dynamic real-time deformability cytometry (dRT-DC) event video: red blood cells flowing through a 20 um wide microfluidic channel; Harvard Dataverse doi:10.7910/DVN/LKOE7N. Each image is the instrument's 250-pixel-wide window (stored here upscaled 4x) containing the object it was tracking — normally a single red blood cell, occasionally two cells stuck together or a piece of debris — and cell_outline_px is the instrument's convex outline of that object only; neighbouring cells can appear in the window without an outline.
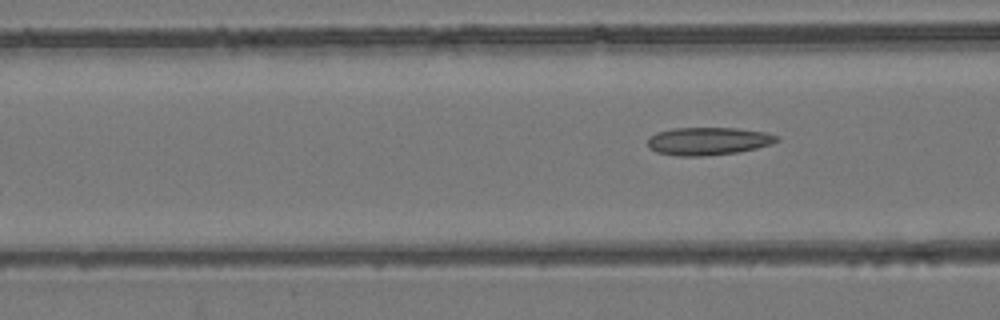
{"species": "common noctule bat (a hibernating species)", "species_latin": "Nyctalus noctula", "temperature_condition": "room temperature", "stored_images_in_passage": 6, "camera_frame_rate_fps": 3000, "um_per_image_px": 0.085, "animal": {"sex": "female", "body_mass_g": 24.6, "forearm_length_mm": 56.2}, "frame": {"image": 1, "passage_image": 6, "time_ms": 6.667, "image_size_px": [1000, 320], "cell_outline_px": [[780, 140], [772, 144], [740, 152], [700, 156], [676, 156], [656, 152], [648, 148], [648, 136], [656, 132], [672, 128], [736, 128], [768, 132], [780, 136]], "centroid_in_image_um": [60.2, 11.99], "position_along_channel_um": 106.4, "area_um2": 21.27}}